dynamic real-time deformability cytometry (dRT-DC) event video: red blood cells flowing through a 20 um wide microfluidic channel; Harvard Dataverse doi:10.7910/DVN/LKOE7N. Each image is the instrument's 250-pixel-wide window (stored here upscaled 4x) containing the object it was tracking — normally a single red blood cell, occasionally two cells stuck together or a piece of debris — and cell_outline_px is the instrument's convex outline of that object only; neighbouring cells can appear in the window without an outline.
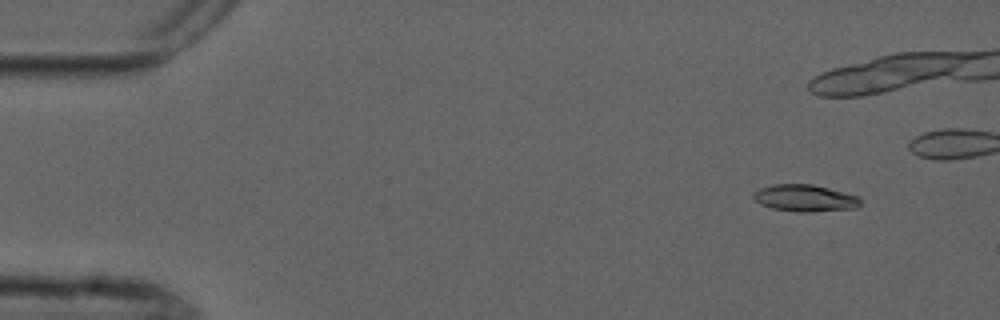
{"species": "common noctule bat (a hibernating species)", "species_latin": "Nyctalus noctula", "temperature_condition": "cold", "stored_images_in_passage": 7, "camera_frame_rate_fps": 3000, "um_per_image_px": 0.085, "animal": {"sex": "male", "forearm_length_mm": 52.5}, "frame": {"image": 1, "passage_image": 2, "time_ms": 1.333, "image_size_px": [1000, 320], "cell_outline_px": [[860, 204], [856, 208], [812, 212], [796, 212], [772, 208], [760, 204], [752, 196], [752, 192], [760, 188], [772, 184], [812, 184], [860, 196]], "centroid_in_image_um": [68.41, 16.84], "position_along_channel_um": 16.6, "area_um2": 16.88}}